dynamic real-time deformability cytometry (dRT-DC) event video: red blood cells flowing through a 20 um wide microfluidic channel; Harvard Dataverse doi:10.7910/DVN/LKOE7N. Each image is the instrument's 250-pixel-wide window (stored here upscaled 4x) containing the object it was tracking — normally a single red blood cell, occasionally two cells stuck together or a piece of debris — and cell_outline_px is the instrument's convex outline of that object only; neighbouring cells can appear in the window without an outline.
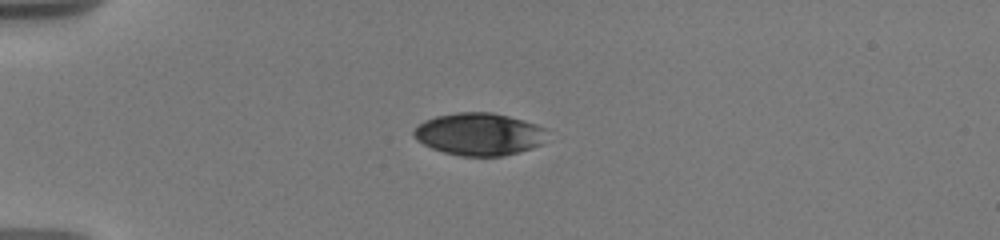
{"species": "human", "species_latin": "Homo sapiens", "temperature_condition": "warm", "stored_images_in_passage": 35, "camera_frame_rate_fps": 3000, "um_per_image_px": 0.085, "donor": {"sex": "male"}, "frame": {"image": 1, "passage_image": 1, "time_ms": 0.0, "image_size_px": [1000, 240], "cell_outline_px": [[548, 128], [540, 144], [532, 148], [520, 152], [504, 156], [460, 156], [444, 152], [432, 148], [416, 140], [412, 132], [424, 120], [436, 116], [460, 112], [492, 112], [524, 120]], "centroid_in_image_um": [40.73, 11.4], "position_along_channel_um": 44.3, "area_um2": 32.95}}
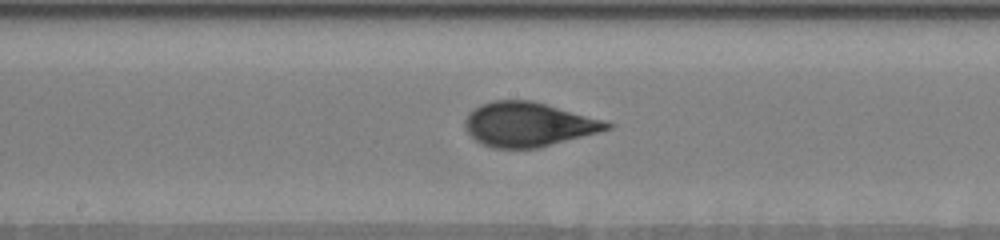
{"frame": {"image": 2, "passage_image": 15, "time_ms": 5.333, "image_size_px": [1000, 240], "cell_outline_px": [[616, 124], [612, 128], [600, 132], [540, 148], [496, 148], [480, 144], [464, 128], [464, 120], [468, 112], [472, 108], [480, 104], [492, 100], [532, 100], [604, 120]], "centroid_in_image_um": [44.9, 10.57], "position_along_channel_um": 203.3, "area_um2": 37.05}}
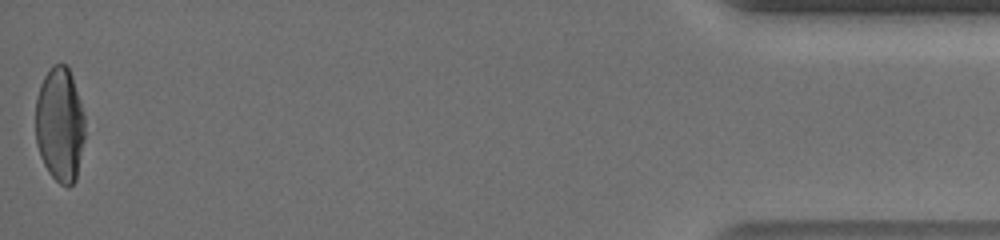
{"frame": {"image": 3, "passage_image": 35, "time_ms": 13.667, "image_size_px": [1000, 240], "cell_outline_px": [[84, 140], [76, 180], [68, 188], [60, 184], [48, 172], [40, 156], [36, 144], [36, 100], [40, 84], [44, 76], [52, 64], [64, 64], [68, 68], [72, 76], [80, 100], [84, 116]], "centroid_in_image_um": [5.08, 10.61], "position_along_channel_um": 430.1, "area_um2": 33.12}, "authors_computed_cell_mechanics": {"area_um2": 36.414, "velocity_mm_per_s": 3.6553, "shape_relaxation_time_tau1_ms": 5.1151, "shape_relaxation_time_tau2_ms": 0.8466, "deformation_change_tau1": 0.1956, "deformation_change_tau2": 0.065}}